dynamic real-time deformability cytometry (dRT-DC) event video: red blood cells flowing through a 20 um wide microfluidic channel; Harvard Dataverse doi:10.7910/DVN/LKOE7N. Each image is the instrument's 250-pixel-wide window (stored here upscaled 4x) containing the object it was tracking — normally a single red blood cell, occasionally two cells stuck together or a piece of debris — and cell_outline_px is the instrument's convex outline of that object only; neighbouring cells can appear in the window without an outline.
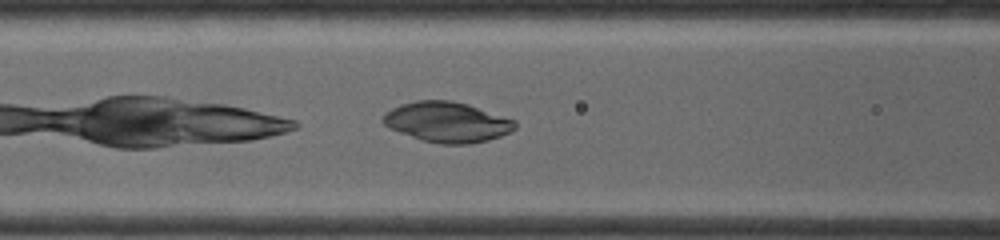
{"species": "common noctule bat (a hibernating species)", "species_latin": "Nyctalus noctula", "temperature_condition": "warm", "stored_images_in_passage": 38, "camera_frame_rate_fps": 4500, "um_per_image_px": 0.085, "animal": {"sex": "female", "body_mass_g": 19.0, "forearm_length_mm": 53.3}, "frame": {"image": 1, "passage_image": 12, "time_ms": 2.444, "image_size_px": [1000, 240], "cell_outline_px": [[516, 128], [500, 136], [488, 140], [472, 144], [440, 144], [424, 140], [388, 128], [384, 124], [384, 116], [392, 108], [400, 104], [416, 100], [452, 100], [468, 104], [516, 120]], "centroid_in_image_um": [38.03, 10.37], "position_along_channel_um": 128.6, "area_um2": 30.81}}
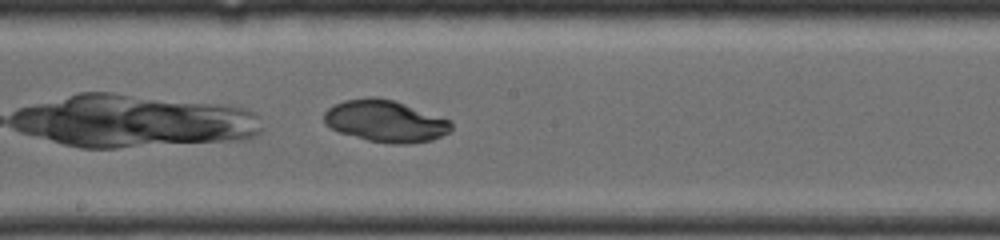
{"frame": {"image": 2, "passage_image": 22, "time_ms": 4.667, "image_size_px": [1000, 240], "cell_outline_px": [[452, 128], [448, 132], [432, 140], [408, 144], [392, 144], [368, 140], [340, 132], [324, 124], [324, 112], [328, 108], [344, 100], [368, 96], [376, 96], [392, 100], [452, 120]], "centroid_in_image_um": [32.76, 10.29], "position_along_channel_um": 215.4, "area_um2": 30.92}}
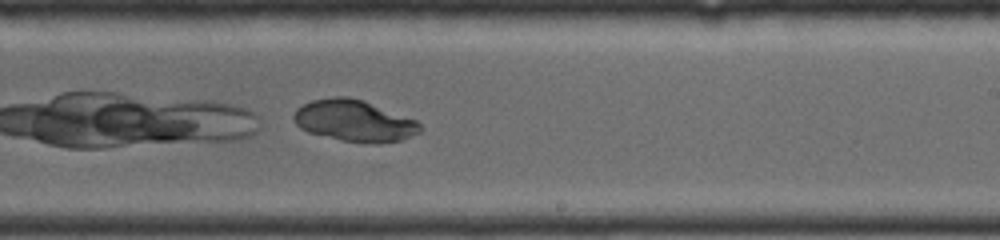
{"frame": {"image": 3, "passage_image": 27, "time_ms": 5.778, "image_size_px": [1000, 240], "cell_outline_px": [[424, 128], [420, 132], [404, 140], [380, 144], [376, 144], [340, 140], [308, 132], [300, 128], [296, 124], [292, 116], [296, 108], [312, 100], [332, 96], [348, 96], [364, 100], [416, 120]], "centroid_in_image_um": [30.13, 10.27], "position_along_channel_um": 258.9, "area_um2": 30.92}}